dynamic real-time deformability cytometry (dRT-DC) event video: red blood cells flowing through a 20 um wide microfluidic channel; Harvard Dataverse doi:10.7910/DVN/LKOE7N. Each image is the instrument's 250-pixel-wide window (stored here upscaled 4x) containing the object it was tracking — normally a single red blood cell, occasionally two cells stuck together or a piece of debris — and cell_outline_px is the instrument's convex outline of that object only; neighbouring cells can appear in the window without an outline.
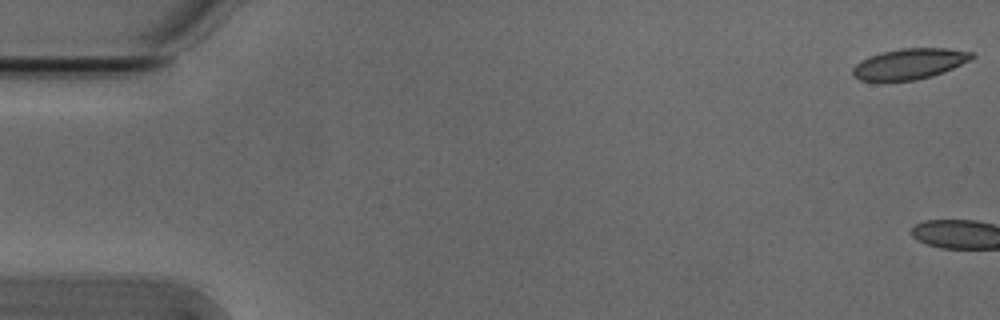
{"species": "Egyptian fruit bat (a non-hibernating species)", "species_latin": "Rousettus aegyptiacus", "temperature_condition": "cold", "stored_images_in_passage": 3, "camera_frame_rate_fps": 3000, "um_per_image_px": 0.085, "animal": {"sex": "male"}, "frame": {"image": 1, "passage_image": 1, "time_ms": 0.0, "image_size_px": [1000, 320], "cell_outline_px": [[976, 56], [972, 60], [944, 72], [932, 76], [916, 80], [884, 84], [880, 84], [860, 80], [852, 76], [852, 68], [856, 64], [868, 56], [880, 52], [900, 48], [948, 48], [972, 52]], "centroid_in_image_um": [77.25, 5.47], "position_along_channel_um": 7.7, "area_um2": 22.31}}